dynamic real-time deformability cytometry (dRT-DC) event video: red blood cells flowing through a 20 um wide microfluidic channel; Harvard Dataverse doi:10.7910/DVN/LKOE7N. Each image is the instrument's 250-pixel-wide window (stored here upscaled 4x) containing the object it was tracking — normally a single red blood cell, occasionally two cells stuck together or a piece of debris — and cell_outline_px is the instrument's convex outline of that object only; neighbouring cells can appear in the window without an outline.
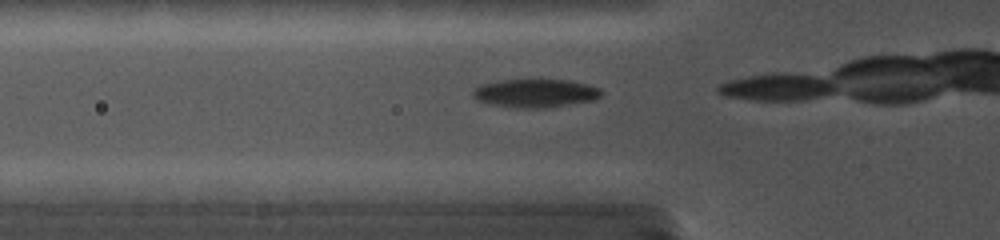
{"species": "common noctule bat (a hibernating species)", "species_latin": "Nyctalus noctula", "temperature_condition": "cold", "stored_images_in_passage": 5, "camera_frame_rate_fps": 5000, "um_per_image_px": 0.085, "animal": {"sex": "female", "body_mass_g": 19.0, "forearm_length_mm": 56.7}, "frame": {"image": 1, "passage_image": 2, "time_ms": 0.4, "image_size_px": [1000, 240], "cell_outline_px": [[604, 92], [596, 100], [548, 108], [520, 108], [488, 104], [472, 96], [472, 88], [480, 84], [500, 80], [568, 80], [588, 84], [600, 88]], "centroid_in_image_um": [45.52, 7.92], "position_along_channel_um": 80.3, "area_um2": 21.5}}